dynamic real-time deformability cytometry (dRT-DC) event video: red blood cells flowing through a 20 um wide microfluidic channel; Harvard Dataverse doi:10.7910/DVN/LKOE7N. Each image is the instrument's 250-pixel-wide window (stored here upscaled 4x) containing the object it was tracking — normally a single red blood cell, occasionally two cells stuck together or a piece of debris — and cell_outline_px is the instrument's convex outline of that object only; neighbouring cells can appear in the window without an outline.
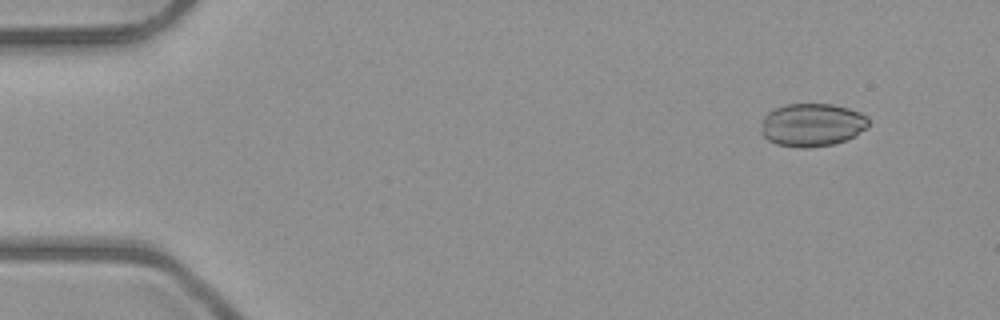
{"species": "common noctule bat (a hibernating species)", "species_latin": "Nyctalus noctula", "temperature_condition": "room temperature", "stored_images_in_passage": 6, "camera_frame_rate_fps": 3000, "um_per_image_px": 0.085, "animal": {"sex": "male", "body_mass_g": 23.1, "forearm_length_mm": 52.7}, "frame": {"image": 1, "passage_image": 2, "time_ms": 1.333, "image_size_px": [1000, 320], "cell_outline_px": [[868, 128], [844, 140], [832, 144], [808, 148], [800, 148], [776, 144], [768, 140], [760, 132], [760, 128], [764, 116], [768, 112], [784, 104], [832, 104], [848, 108], [860, 112], [868, 116]], "centroid_in_image_um": [69.0, 10.61], "position_along_channel_um": 16.0, "area_um2": 27.05}}
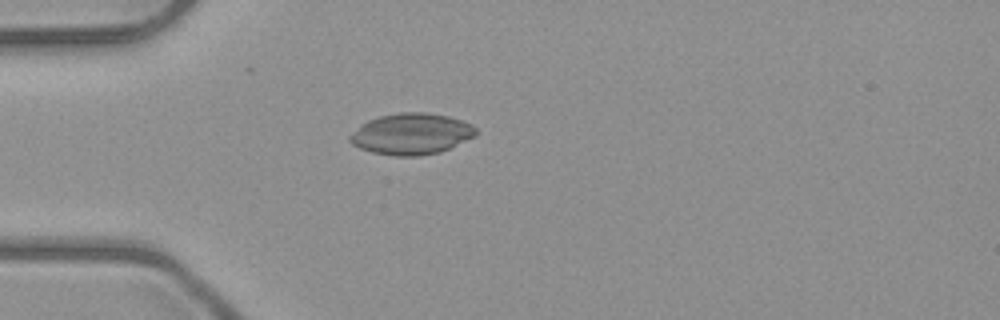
{"frame": {"image": 2, "passage_image": 5, "time_ms": 4.667, "image_size_px": [1000, 320], "cell_outline_px": [[476, 136], [440, 152], [420, 156], [392, 156], [372, 152], [360, 148], [352, 144], [348, 140], [348, 136], [368, 120], [380, 116], [400, 112], [424, 112], [448, 116], [472, 124], [476, 128]], "centroid_in_image_um": [34.97, 11.39], "position_along_channel_um": 50.0, "area_um2": 30.23}}